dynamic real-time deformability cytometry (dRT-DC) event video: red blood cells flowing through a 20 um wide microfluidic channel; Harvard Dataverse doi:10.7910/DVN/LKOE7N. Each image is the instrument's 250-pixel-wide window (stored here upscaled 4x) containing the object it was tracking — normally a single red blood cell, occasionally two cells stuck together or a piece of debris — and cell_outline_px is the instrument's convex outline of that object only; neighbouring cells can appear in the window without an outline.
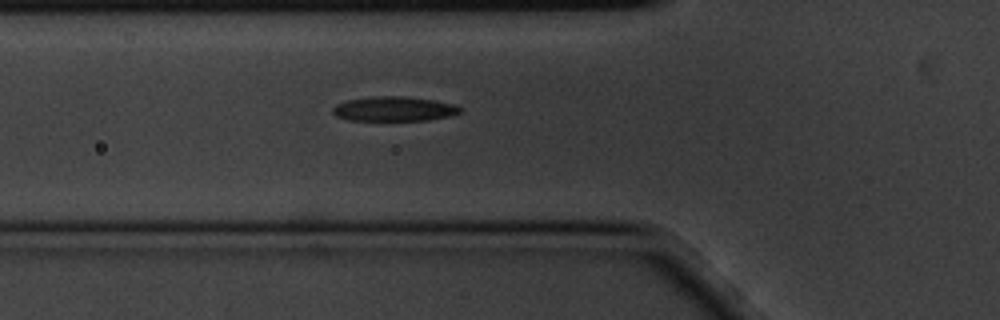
{"species": "common noctule bat (a hibernating species)", "species_latin": "Nyctalus noctula", "temperature_condition": "cold", "stored_images_in_passage": 4, "camera_frame_rate_fps": 3000, "um_per_image_px": 0.085, "animal": {"sex": "male", "body_mass_g": 20.1, "forearm_length_mm": 53.5}, "frame": {"image": 1, "passage_image": 4, "time_ms": 1.0, "image_size_px": [1000, 320], "cell_outline_px": [[460, 112], [452, 116], [428, 120], [348, 120], [336, 116], [332, 112], [332, 108], [336, 104], [348, 100], [372, 96], [404, 96], [436, 100], [456, 104], [460, 108]], "centroid_in_image_um": [33.51, 9.25], "position_along_channel_um": 92.3, "area_um2": 18.38}}